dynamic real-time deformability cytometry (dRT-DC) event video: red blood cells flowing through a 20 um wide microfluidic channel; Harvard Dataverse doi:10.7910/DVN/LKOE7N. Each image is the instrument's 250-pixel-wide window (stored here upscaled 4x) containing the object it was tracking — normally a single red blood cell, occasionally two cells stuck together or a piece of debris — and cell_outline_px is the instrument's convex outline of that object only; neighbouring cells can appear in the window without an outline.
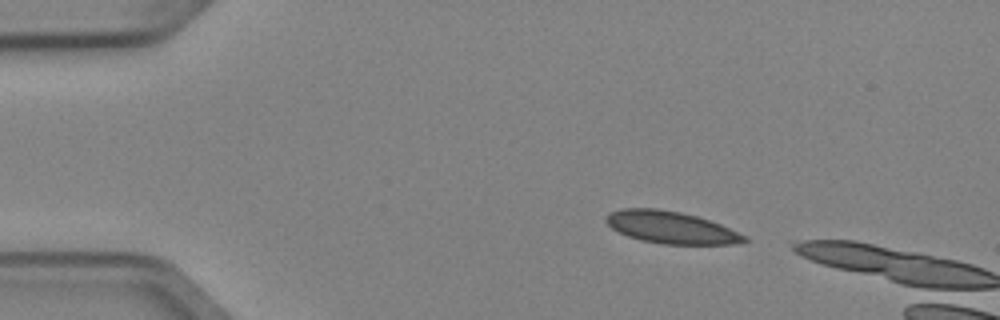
{"species": "Egyptian fruit bat (a non-hibernating species)", "species_latin": "Rousettus aegyptiacus", "temperature_condition": "cold", "stored_images_in_passage": 3, "camera_frame_rate_fps": 3000, "um_per_image_px": 0.085, "animal": {"sex": "female"}, "frame": {"image": 1, "passage_image": 1, "time_ms": 0.0, "image_size_px": [1000, 320], "cell_outline_px": [[752, 240], [736, 244], [664, 244], [644, 240], [628, 236], [612, 228], [604, 220], [604, 216], [620, 208], [656, 208], [680, 212], [696, 216], [720, 224], [748, 236]], "centroid_in_image_um": [57.07, 19.33], "position_along_channel_um": 27.9, "area_um2": 25.84}}